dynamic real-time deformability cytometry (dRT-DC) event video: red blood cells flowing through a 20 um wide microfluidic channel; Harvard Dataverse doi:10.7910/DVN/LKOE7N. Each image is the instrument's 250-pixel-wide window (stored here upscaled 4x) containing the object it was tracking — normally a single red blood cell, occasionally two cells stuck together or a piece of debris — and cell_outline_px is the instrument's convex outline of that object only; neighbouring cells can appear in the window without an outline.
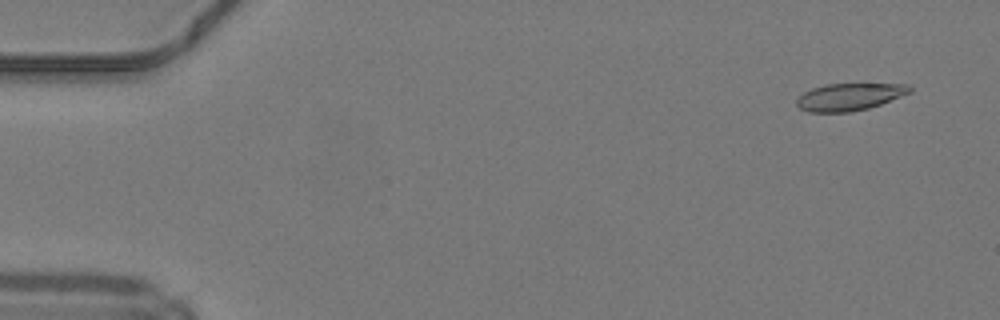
{"species": "common noctule bat (a hibernating species)", "species_latin": "Nyctalus noctula", "temperature_condition": "warm", "stored_images_in_passage": 25, "camera_frame_rate_fps": 3000, "um_per_image_px": 0.085, "animal": {"sex": "male", "body_mass_g": 19.2, "forearm_length_mm": 51.8}, "frame": {"image": 1, "passage_image": 3, "time_ms": 0.667, "image_size_px": [1000, 320], "cell_outline_px": [[912, 92], [880, 104], [868, 108], [848, 112], [808, 112], [800, 108], [796, 104], [796, 100], [804, 92], [812, 88], [828, 84], [908, 84], [912, 88]], "centroid_in_image_um": [72.2, 8.23], "position_along_channel_um": 12.8, "area_um2": 17.8}}
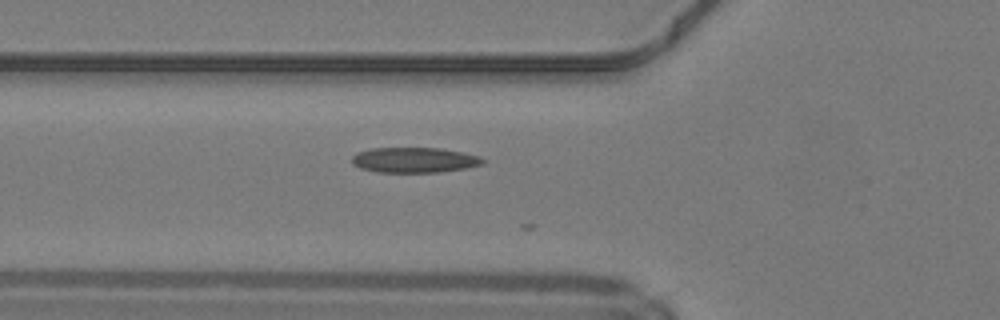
{"frame": {"image": 2, "passage_image": 18, "time_ms": 5.667, "image_size_px": [1000, 320], "cell_outline_px": [[484, 164], [464, 168], [440, 172], [376, 172], [360, 168], [352, 164], [352, 156], [356, 152], [372, 148], [440, 148], [480, 156], [484, 160]], "centroid_in_image_um": [35.18, 13.6], "position_along_channel_um": 90.6, "area_um2": 19.25}}
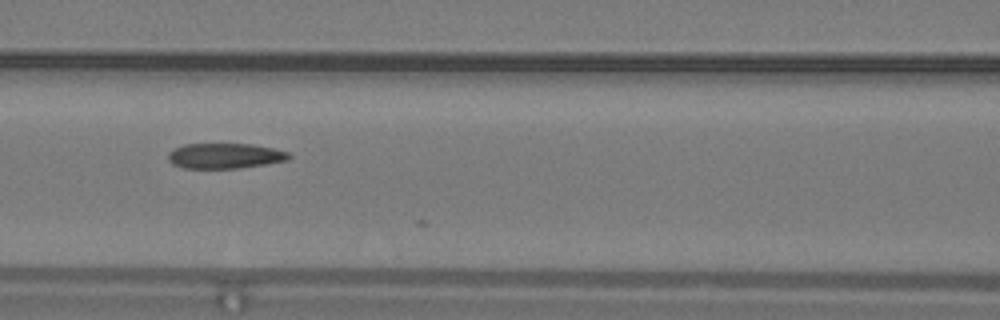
{"frame": {"image": 3, "passage_image": 22, "time_ms": 7.0, "image_size_px": [1000, 320], "cell_outline_px": [[292, 156], [288, 160], [240, 168], [184, 168], [172, 164], [168, 160], [168, 152], [184, 144], [252, 144], [272, 148], [288, 152]], "centroid_in_image_um": [19.11, 13.25], "position_along_channel_um": 147.5, "area_um2": 17.74}}